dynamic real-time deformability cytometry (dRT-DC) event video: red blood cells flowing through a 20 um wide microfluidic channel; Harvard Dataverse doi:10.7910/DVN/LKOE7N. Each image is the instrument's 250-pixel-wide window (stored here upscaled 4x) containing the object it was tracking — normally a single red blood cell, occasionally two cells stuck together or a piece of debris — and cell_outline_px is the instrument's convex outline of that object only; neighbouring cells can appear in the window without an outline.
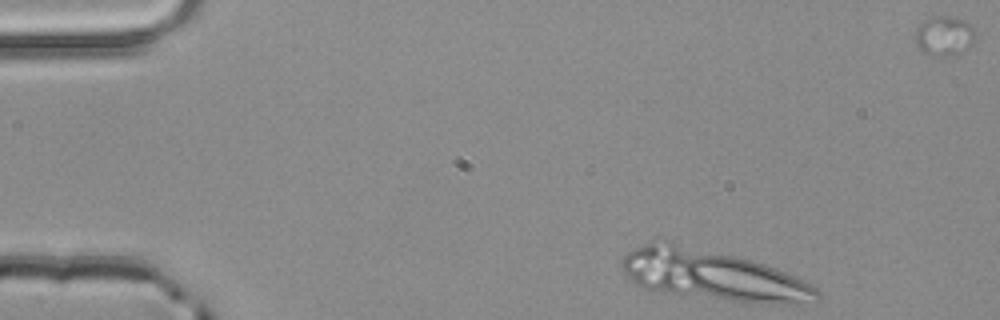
{"species": "common noctule bat (a hibernating species)", "species_latin": "Nyctalus noctula", "temperature_condition": "room temperature", "stored_images_in_passage": 3, "camera_frame_rate_fps": 3000, "um_per_image_px": 0.085, "animal": {"sex": "male", "body_mass_g": 20.4}, "frame": {"image": 1, "passage_image": 1, "time_ms": 0.0, "image_size_px": [1000, 320], "cell_outline_px": [[976, 32], [972, 44], [956, 56], [932, 56], [924, 52], [916, 44], [916, 28], [924, 20], [936, 16], [944, 16], [964, 20], [972, 24]], "centroid_in_image_um": [80.29, 3.06], "position_along_channel_um": 4.7, "area_um2": 13.93}}